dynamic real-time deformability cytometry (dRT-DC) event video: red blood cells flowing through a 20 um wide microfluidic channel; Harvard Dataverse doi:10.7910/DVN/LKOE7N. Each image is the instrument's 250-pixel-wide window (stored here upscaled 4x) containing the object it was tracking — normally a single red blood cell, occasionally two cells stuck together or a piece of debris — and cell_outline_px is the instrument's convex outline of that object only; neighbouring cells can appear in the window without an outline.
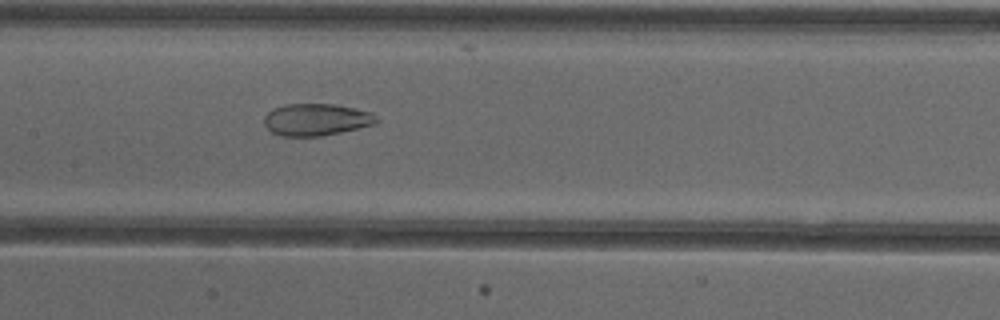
{"species": "common noctule bat (a hibernating species)", "species_latin": "Nyctalus noctula", "temperature_condition": "cold", "stored_images_in_passage": 36, "camera_frame_rate_fps": 3000, "um_per_image_px": 0.085, "animal": {"sex": "female"}, "frame": {"image": 1, "passage_image": 13, "time_ms": 4.0, "image_size_px": [1000, 320], "cell_outline_px": [[380, 120], [376, 124], [340, 132], [320, 136], [280, 136], [272, 132], [264, 124], [264, 116], [268, 112], [276, 108], [288, 104], [336, 104], [356, 108], [372, 112]], "centroid_in_image_um": [26.92, 10.16], "position_along_channel_um": 180.5, "area_um2": 20.98}, "authors_computed_cell_mechanics": {"area_um2": 21.3282, "velocity_mm_per_s": 3.9018, "shape_relaxation_time_tau1_ms": null, "shape_relaxation_time_tau2_ms": 2.3419, "deformation_change_tau1": null, "deformation_change_tau2": 0.0838}}